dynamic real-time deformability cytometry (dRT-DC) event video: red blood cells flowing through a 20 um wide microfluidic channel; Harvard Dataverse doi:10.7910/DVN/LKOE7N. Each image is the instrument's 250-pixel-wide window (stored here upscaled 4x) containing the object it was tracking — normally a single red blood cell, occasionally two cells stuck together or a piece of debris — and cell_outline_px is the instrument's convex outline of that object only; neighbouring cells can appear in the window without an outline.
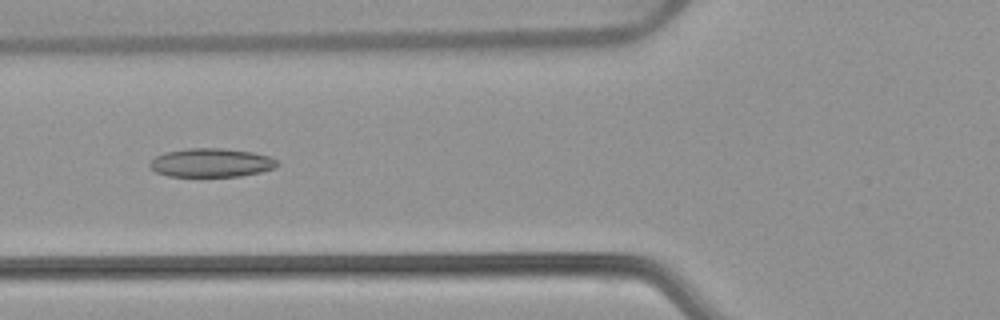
{"species": "common noctule bat (a hibernating species)", "species_latin": "Nyctalus noctula", "temperature_condition": "warm", "stored_images_in_passage": 54, "camera_frame_rate_fps": 3000, "um_per_image_px": 0.085, "animal": {"sex": "female", "body_mass_g": 22.7, "forearm_length_mm": 54.2}, "frame": {"image": 1, "passage_image": 21, "time_ms": 6.667, "image_size_px": [1000, 320], "cell_outline_px": [[280, 164], [276, 168], [260, 172], [240, 176], [168, 176], [156, 172], [148, 164], [156, 156], [164, 152], [188, 148], [224, 148], [252, 152], [268, 156], [276, 160]], "centroid_in_image_um": [17.96, 13.82], "position_along_channel_um": 107.8, "area_um2": 21.33}}
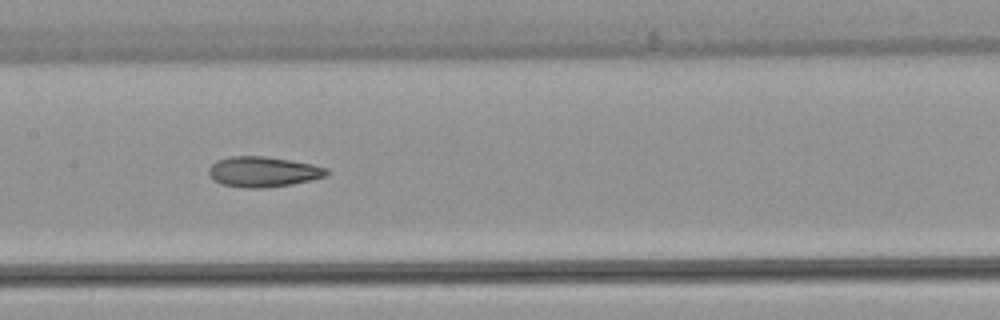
{"frame": {"image": 2, "passage_image": 27, "time_ms": 8.667, "image_size_px": [1000, 320], "cell_outline_px": [[328, 172], [324, 176], [312, 180], [292, 184], [264, 188], [244, 188], [224, 184], [216, 180], [208, 172], [208, 168], [216, 160], [228, 156], [264, 156], [312, 164], [328, 168]], "centroid_in_image_um": [22.36, 14.59], "position_along_channel_um": 185.0, "area_um2": 20.69}}
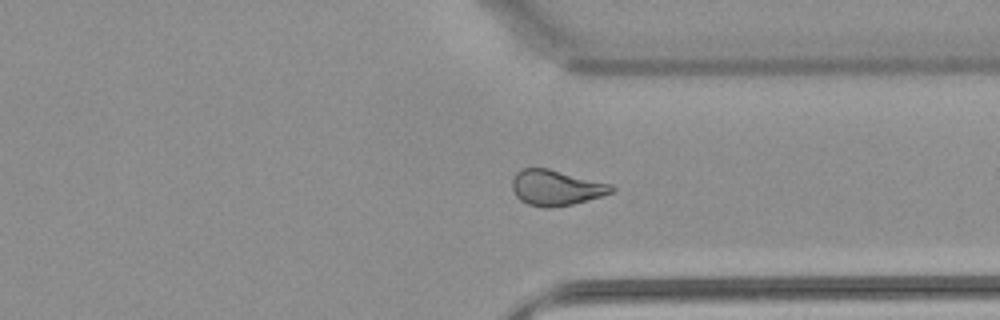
{"frame": {"image": 3, "passage_image": 41, "time_ms": 13.333, "image_size_px": [1000, 320], "cell_outline_px": [[616, 188], [612, 192], [600, 196], [572, 204], [548, 208], [544, 208], [528, 204], [520, 200], [516, 196], [512, 188], [512, 180], [516, 172], [524, 168], [548, 168], [612, 184]], "centroid_in_image_um": [47.25, 15.95], "position_along_channel_um": 364.2, "area_um2": 20.46}, "authors_computed_cell_mechanics": {"area_um2": 21.8773, "velocity_mm_per_s": 3.8431, "shape_relaxation_time_tau1_ms": null, "shape_relaxation_time_tau2_ms": 3.535, "deformation_change_tau1": null, "deformation_change_tau2": 0.1157}}